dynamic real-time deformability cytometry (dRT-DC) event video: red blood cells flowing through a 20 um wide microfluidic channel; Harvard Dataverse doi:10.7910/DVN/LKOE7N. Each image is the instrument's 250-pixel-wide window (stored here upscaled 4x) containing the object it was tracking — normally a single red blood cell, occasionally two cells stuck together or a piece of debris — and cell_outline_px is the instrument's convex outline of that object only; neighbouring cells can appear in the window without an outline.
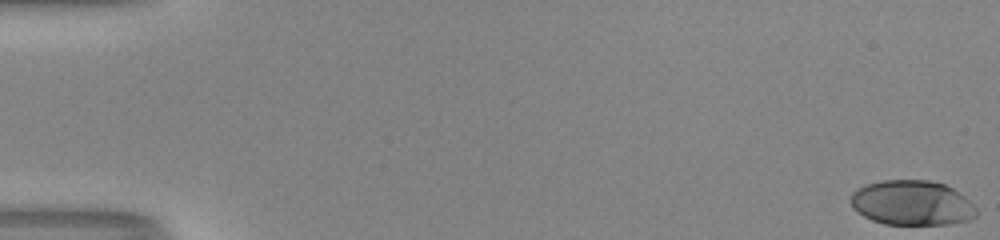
{"species": "human", "species_latin": "Homo sapiens", "temperature_condition": "room temperature", "stored_images_in_passage": 53, "camera_frame_rate_fps": 3000, "um_per_image_px": 0.085, "donor": {"sex": "male"}, "frame": {"image": 1, "passage_image": 1, "time_ms": 0.0, "image_size_px": [1000, 240], "cell_outline_px": [[976, 216], [968, 220], [948, 224], [884, 224], [872, 220], [864, 216], [852, 208], [852, 192], [856, 188], [864, 184], [880, 180], [928, 180], [944, 184], [952, 188], [964, 196], [976, 208]], "centroid_in_image_um": [77.49, 17.24], "position_along_channel_um": 7.5, "area_um2": 32.83}}
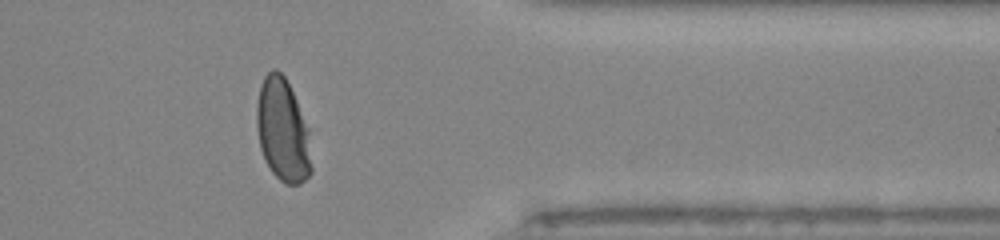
{"frame": {"image": 2, "passage_image": 44, "time_ms": 14.333, "image_size_px": [1000, 240], "cell_outline_px": [[312, 172], [300, 184], [288, 184], [280, 180], [272, 172], [264, 160], [260, 148], [256, 128], [256, 108], [260, 84], [264, 76], [272, 68], [276, 68], [284, 76], [296, 100], [308, 128], [312, 168]], "centroid_in_image_um": [24.01, 11.08], "position_along_channel_um": 387.4, "area_um2": 32.95}}
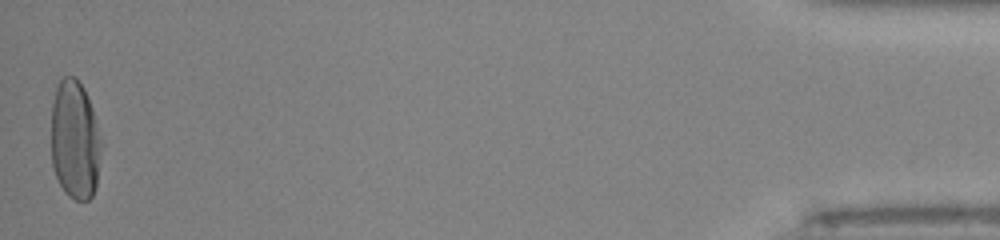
{"frame": {"image": 3, "passage_image": 53, "time_ms": 17.333, "image_size_px": [1000, 240], "cell_outline_px": [[100, 148], [96, 184], [92, 196], [88, 200], [76, 200], [68, 196], [64, 192], [56, 176], [52, 164], [52, 104], [56, 88], [60, 80], [64, 76], [76, 76], [84, 88], [92, 108], [100, 140]], "centroid_in_image_um": [6.34, 11.89], "position_along_channel_um": 428.9, "area_um2": 34.33}, "authors_computed_cell_mechanics": {"area_um2": 33.7552, "velocity_mm_per_s": 4.0349, "shape_relaxation_time_tau1_ms": 4.0553, "shape_relaxation_time_tau2_ms": null, "deformation_change_tau1": 0.2044, "deformation_change_tau2": null}}